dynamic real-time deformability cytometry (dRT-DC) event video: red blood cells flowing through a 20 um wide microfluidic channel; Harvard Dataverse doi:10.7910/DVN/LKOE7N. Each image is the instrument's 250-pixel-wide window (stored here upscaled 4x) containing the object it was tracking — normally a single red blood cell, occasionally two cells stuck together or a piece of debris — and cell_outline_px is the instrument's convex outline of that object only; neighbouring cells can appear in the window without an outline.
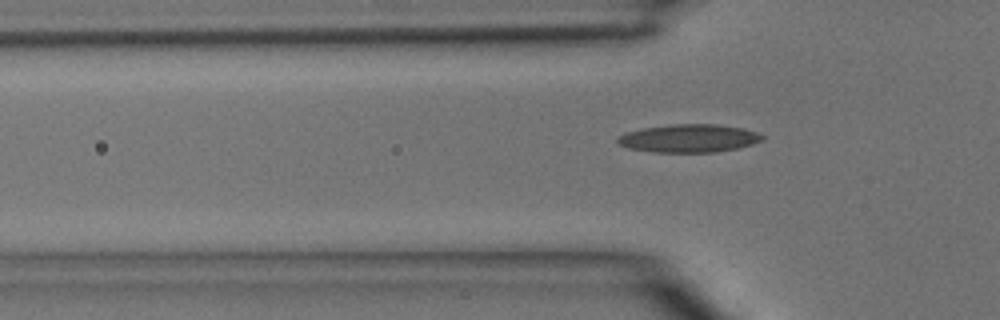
{"species": "common noctule bat (a hibernating species)", "species_latin": "Nyctalus noctula", "temperature_condition": "room temperature", "stored_images_in_passage": 5, "camera_frame_rate_fps": 3000, "um_per_image_px": 0.085, "animal": {"sex": "male", "body_mass_g": 15.6}, "frame": {"image": 1, "passage_image": 5, "time_ms": 1.333, "image_size_px": [1000, 320], "cell_outline_px": [[764, 136], [760, 140], [752, 144], [736, 148], [716, 152], [652, 152], [628, 148], [620, 144], [616, 140], [616, 136], [640, 128], [672, 124], [716, 124], [744, 128], [756, 132]], "centroid_in_image_um": [58.51, 11.75], "position_along_channel_um": 67.3, "area_um2": 23.64}}